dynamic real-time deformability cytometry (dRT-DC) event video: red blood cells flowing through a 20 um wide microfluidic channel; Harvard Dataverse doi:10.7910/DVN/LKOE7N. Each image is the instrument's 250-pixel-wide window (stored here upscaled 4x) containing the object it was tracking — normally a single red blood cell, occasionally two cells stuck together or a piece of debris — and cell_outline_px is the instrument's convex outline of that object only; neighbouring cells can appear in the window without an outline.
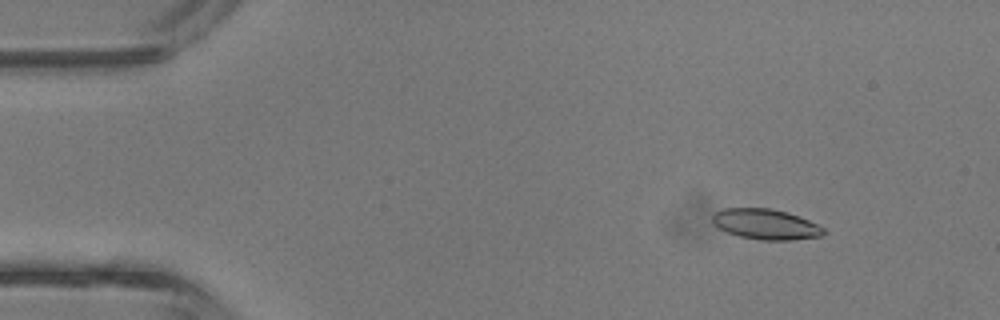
{"species": "common noctule bat (a hibernating species)", "species_latin": "Nyctalus noctula", "temperature_condition": "room temperature", "stored_images_in_passage": 41, "camera_frame_rate_fps": 3000, "um_per_image_px": 0.085, "animal": {"sex": "male", "body_mass_g": 13.3}, "frame": {"image": 1, "passage_image": 5, "time_ms": 1.333, "image_size_px": [1000, 320], "cell_outline_px": [[824, 232], [820, 236], [792, 240], [760, 240], [740, 236], [728, 232], [712, 224], [712, 212], [724, 208], [772, 208], [788, 212], [808, 220], [824, 228]], "centroid_in_image_um": [65.04, 19.05], "position_along_channel_um": 20.0, "area_um2": 19.71}}
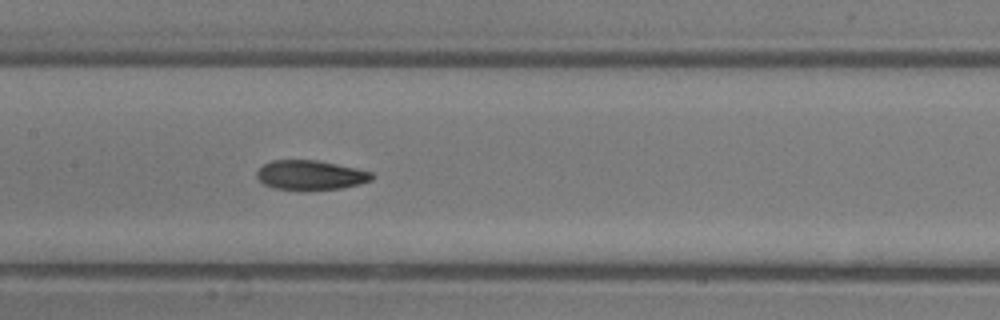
{"frame": {"image": 2, "passage_image": 20, "time_ms": 6.333, "image_size_px": [1000, 320], "cell_outline_px": [[372, 180], [360, 184], [340, 188], [272, 188], [264, 184], [256, 176], [256, 172], [264, 164], [272, 160], [316, 160], [356, 168], [372, 172]], "centroid_in_image_um": [26.39, 14.85], "position_along_channel_um": 181.0, "area_um2": 19.19}}
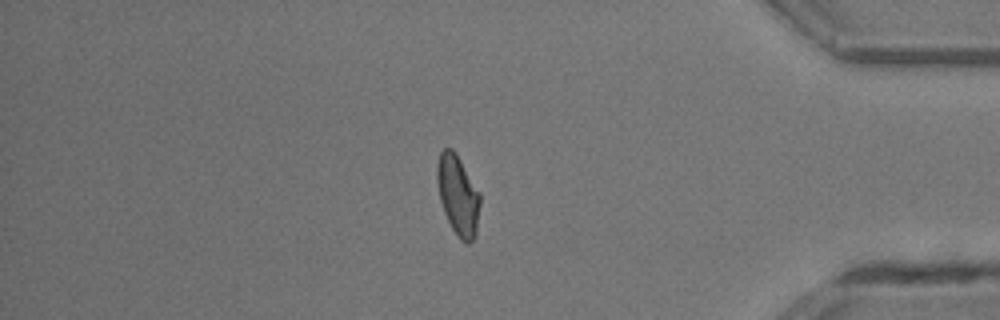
{"frame": {"image": 3, "passage_image": 35, "time_ms": 11.333, "image_size_px": [1000, 320], "cell_outline_px": [[480, 204], [476, 232], [472, 240], [468, 244], [460, 240], [452, 228], [444, 212], [440, 200], [436, 180], [436, 164], [440, 152], [444, 148], [452, 148], [456, 152], [480, 192]], "centroid_in_image_um": [38.91, 16.55], "position_along_channel_um": 396.3, "area_um2": 20.17}, "authors_computed_cell_mechanics": {"area_um2": 19.8832, "velocity_mm_per_s": 4.9821, "shape_relaxation_time_tau1_ms": 8.2946, "shape_relaxation_time_tau2_ms": 2.1162, "deformation_change_tau1": 0.2409, "deformation_change_tau2": 0.0955}}